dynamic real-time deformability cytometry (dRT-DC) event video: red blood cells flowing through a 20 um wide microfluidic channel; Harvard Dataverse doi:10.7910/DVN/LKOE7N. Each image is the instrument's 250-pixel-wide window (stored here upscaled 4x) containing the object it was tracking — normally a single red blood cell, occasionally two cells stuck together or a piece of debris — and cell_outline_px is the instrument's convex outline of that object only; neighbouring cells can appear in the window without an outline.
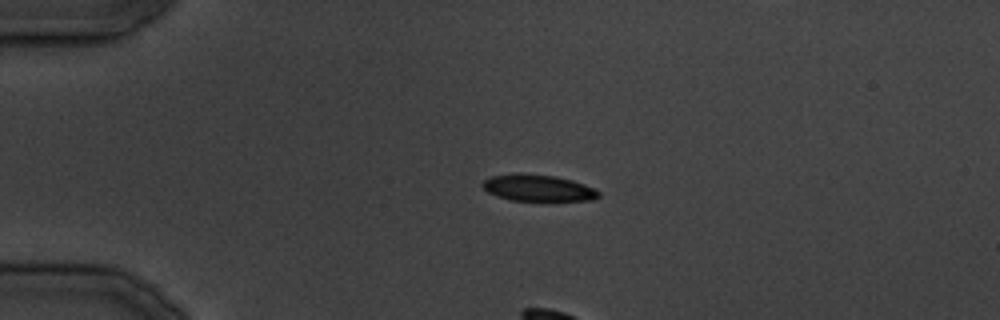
{"species": "common noctule bat (a hibernating species)", "species_latin": "Nyctalus noctula", "temperature_condition": "cold", "stored_images_in_passage": 27, "camera_frame_rate_fps": 3000, "um_per_image_px": 0.085, "animal": {"sex": "male", "body_mass_g": 19.5, "forearm_length_mm": 54.6}, "frame": {"image": 1, "passage_image": 8, "time_ms": 8.667, "image_size_px": [1000, 320], "cell_outline_px": [[600, 196], [592, 200], [512, 200], [496, 196], [488, 192], [480, 184], [484, 180], [492, 176], [512, 172], [524, 172], [556, 176], [572, 180], [584, 184], [600, 192]], "centroid_in_image_um": [45.69, 15.94], "position_along_channel_um": 39.3, "area_um2": 18.09}}
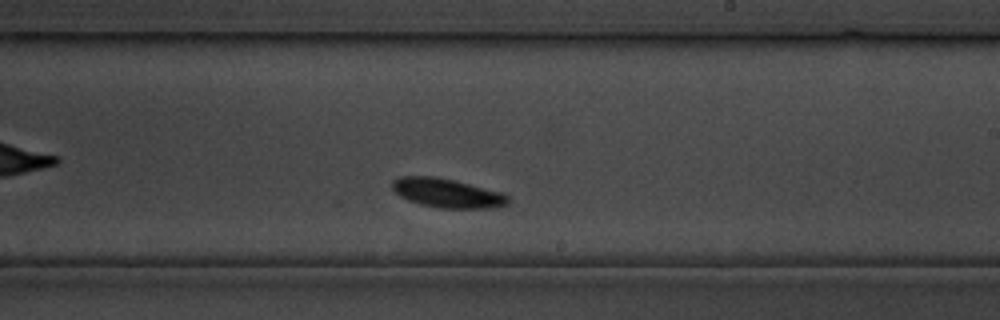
{"frame": {"image": 2, "passage_image": 23, "time_ms": 27.0, "image_size_px": [1000, 320], "cell_outline_px": [[508, 204], [492, 208], [440, 208], [420, 204], [408, 200], [400, 196], [392, 188], [392, 180], [400, 176], [432, 176], [452, 180], [500, 192], [508, 196]], "centroid_in_image_um": [37.97, 16.41], "position_along_channel_um": 251.0, "area_um2": 19.36}}